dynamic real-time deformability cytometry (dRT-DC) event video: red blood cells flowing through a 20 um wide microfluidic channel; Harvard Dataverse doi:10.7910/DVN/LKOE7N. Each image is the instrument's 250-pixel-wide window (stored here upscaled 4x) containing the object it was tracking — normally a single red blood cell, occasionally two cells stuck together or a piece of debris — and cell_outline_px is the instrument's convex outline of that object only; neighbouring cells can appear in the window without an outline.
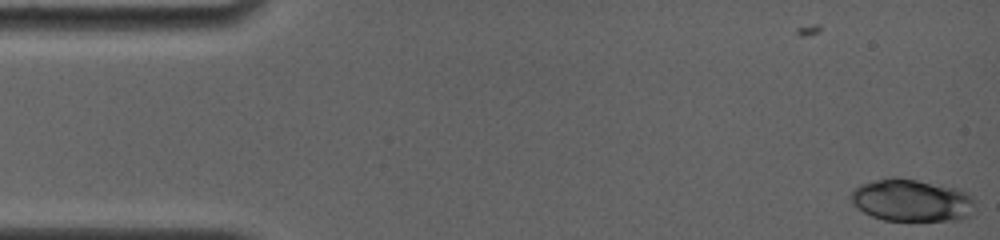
{"species": "common noctule bat (a hibernating species)", "species_latin": "Nyctalus noctula", "temperature_condition": "room temperature", "stored_images_in_passage": 8, "camera_frame_rate_fps": 4000, "um_per_image_px": 0.085, "animal": {"sex": "female", "body_mass_g": 19.0, "forearm_length_mm": 56.7}, "frame": {"image": 1, "passage_image": 8, "time_ms": 1.0, "image_size_px": [1000, 240], "cell_outline_px": [[976, 204], [972, 212], [968, 216], [960, 220], [884, 220], [872, 216], [864, 212], [848, 196], [860, 184], [892, 176], [896, 176], [960, 188], [972, 196], [976, 200]], "centroid_in_image_um": [77.55, 17.01], "position_along_channel_um": 7.5, "area_um2": 30.75}}